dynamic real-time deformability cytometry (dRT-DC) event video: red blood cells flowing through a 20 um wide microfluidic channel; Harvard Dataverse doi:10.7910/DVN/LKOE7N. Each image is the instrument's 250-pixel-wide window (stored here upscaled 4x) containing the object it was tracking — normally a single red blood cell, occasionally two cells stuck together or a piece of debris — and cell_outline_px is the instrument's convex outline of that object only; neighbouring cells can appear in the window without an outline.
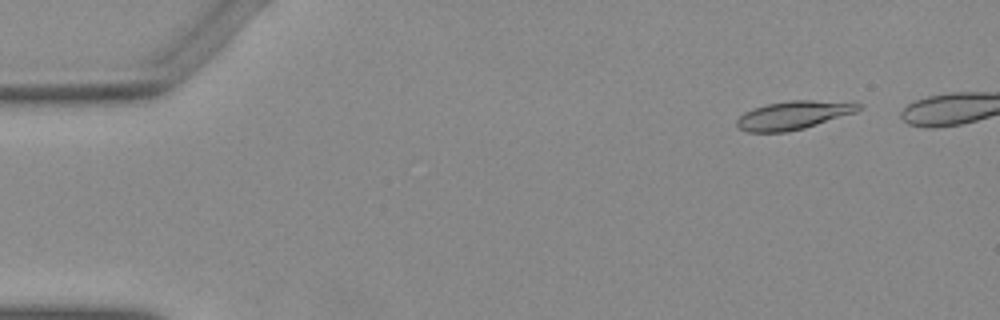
{"species": "Egyptian fruit bat (a non-hibernating species)", "species_latin": "Rousettus aegyptiacus", "temperature_condition": "warm", "stored_images_in_passage": 20, "camera_frame_rate_fps": 3000, "um_per_image_px": 0.085, "animal": {"sex": "female"}, "frame": {"image": 1, "passage_image": 2, "time_ms": 0.333, "image_size_px": [1000, 320], "cell_outline_px": [[860, 108], [856, 112], [804, 128], [784, 132], [748, 132], [740, 128], [736, 124], [736, 120], [744, 112], [752, 108], [764, 104], [788, 100], [812, 100], [860, 104]], "centroid_in_image_um": [67.36, 9.79], "position_along_channel_um": 17.6, "area_um2": 19.88}}
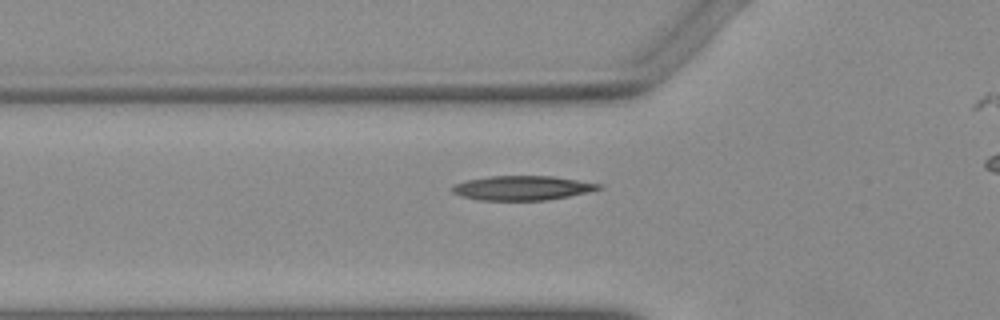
{"frame": {"image": 2, "passage_image": 15, "time_ms": 4.667, "image_size_px": [1000, 320], "cell_outline_px": [[604, 188], [588, 192], [568, 196], [544, 200], [480, 200], [460, 196], [452, 192], [452, 188], [456, 184], [468, 180], [492, 176], [552, 176], [600, 184]], "centroid_in_image_um": [44.4, 15.98], "position_along_channel_um": 81.4, "area_um2": 20.52}}
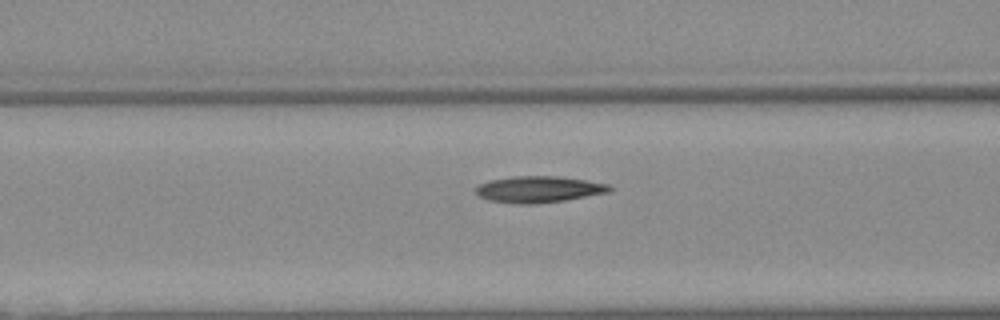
{"frame": {"image": 3, "passage_image": 18, "time_ms": 5.667, "image_size_px": [1000, 320], "cell_outline_px": [[612, 188], [608, 192], [564, 200], [532, 204], [520, 204], [488, 200], [480, 196], [476, 192], [476, 188], [480, 184], [488, 180], [512, 176], [556, 176], [584, 180], [608, 184]], "centroid_in_image_um": [45.75, 16.08], "position_along_channel_um": 120.8, "area_um2": 20.29}}